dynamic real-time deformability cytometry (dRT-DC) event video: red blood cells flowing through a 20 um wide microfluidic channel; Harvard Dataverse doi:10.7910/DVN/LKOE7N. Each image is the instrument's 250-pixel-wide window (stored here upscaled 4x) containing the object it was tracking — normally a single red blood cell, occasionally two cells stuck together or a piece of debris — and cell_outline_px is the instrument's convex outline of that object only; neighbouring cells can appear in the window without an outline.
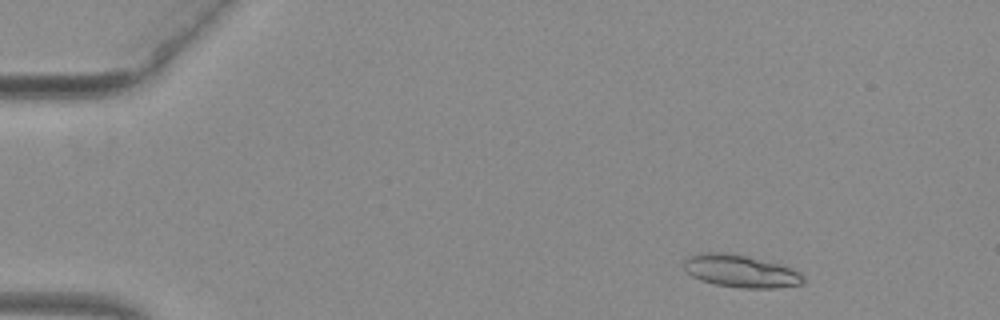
{"species": "common noctule bat (a hibernating species)", "species_latin": "Nyctalus noctula", "temperature_condition": "warm", "stored_images_in_passage": 51, "camera_frame_rate_fps": 3000, "um_per_image_px": 0.085, "animal": {"sex": "female", "body_mass_g": 29.2, "forearm_length_mm": 56.3}, "frame": {"image": 1, "passage_image": 5, "time_ms": 1.333, "image_size_px": [1000, 320], "cell_outline_px": [[804, 284], [772, 288], [740, 288], [716, 284], [700, 280], [692, 276], [684, 268], [684, 260], [688, 256], [700, 252], [728, 252], [748, 256], [780, 264], [792, 268], [800, 272], [804, 276]], "centroid_in_image_um": [62.96, 23.03], "position_along_channel_um": 22.0, "area_um2": 22.83}}
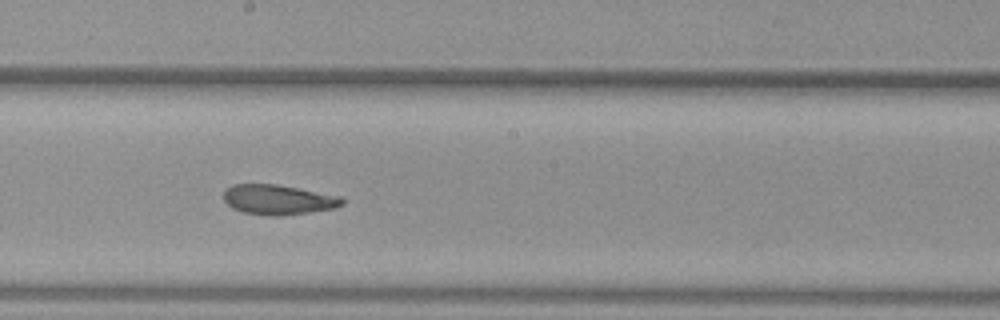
{"frame": {"image": 2, "passage_image": 28, "time_ms": 9.0, "image_size_px": [1000, 320], "cell_outline_px": [[344, 204], [336, 208], [280, 216], [272, 216], [244, 212], [232, 208], [224, 200], [224, 192], [232, 184], [276, 184], [340, 196], [344, 200]], "centroid_in_image_um": [23.66, 16.97], "position_along_channel_um": 224.5, "area_um2": 20.52}}
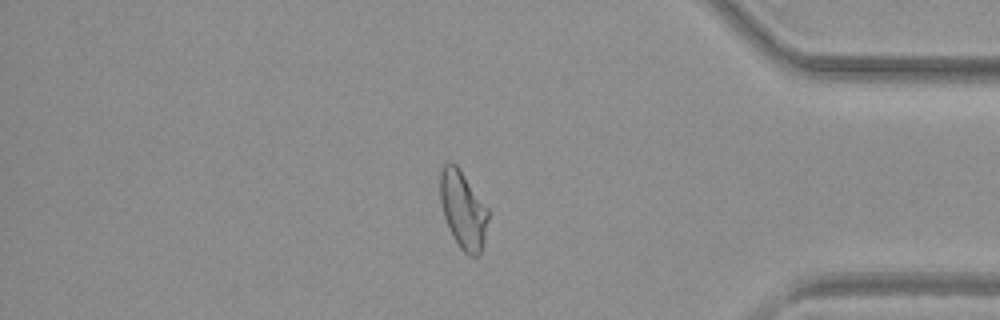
{"frame": {"image": 3, "passage_image": 43, "time_ms": 14.0, "image_size_px": [1000, 320], "cell_outline_px": [[488, 220], [480, 256], [468, 256], [460, 248], [448, 228], [440, 204], [440, 172], [444, 164], [448, 160], [452, 160], [460, 168], [488, 208]], "centroid_in_image_um": [39.34, 17.8], "position_along_channel_um": 395.9, "area_um2": 21.96}, "authors_computed_cell_mechanics": {"area_um2": 21.964, "velocity_mm_per_s": 3.9568, "shape_relaxation_time_tau1_ms": null, "shape_relaxation_time_tau2_ms": 2.5247, "deformation_change_tau1": null, "deformation_change_tau2": 0.1041}}